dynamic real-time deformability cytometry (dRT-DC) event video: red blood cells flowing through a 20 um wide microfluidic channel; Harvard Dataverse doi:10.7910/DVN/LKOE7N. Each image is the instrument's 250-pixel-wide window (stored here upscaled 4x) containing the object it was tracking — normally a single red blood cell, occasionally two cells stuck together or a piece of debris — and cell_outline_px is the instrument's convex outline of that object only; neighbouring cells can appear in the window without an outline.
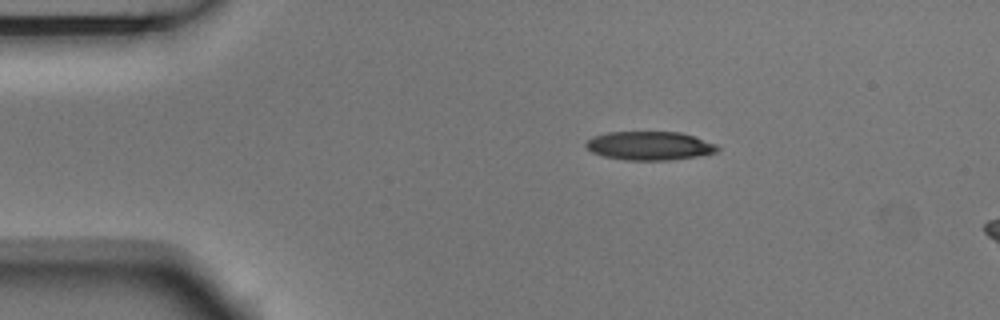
{"species": "Egyptian fruit bat (a non-hibernating species)", "species_latin": "Rousettus aegyptiacus", "temperature_condition": "room temperature", "stored_images_in_passage": 5, "segment_of_instrument_passage": [2, 2], "camera_frame_rate_fps": 3000, "um_per_image_px": 0.085, "animal": {"sex": "male"}, "frame": {"image": 1, "passage_image": 5, "time_ms": 1.333, "image_size_px": [1000, 320], "cell_outline_px": [[720, 148], [716, 152], [700, 156], [668, 160], [624, 160], [604, 156], [592, 152], [584, 144], [592, 136], [608, 132], [680, 132], [716, 144]], "centroid_in_image_um": [55.2, 12.39], "position_along_channel_um": 29.8, "area_um2": 21.91}}